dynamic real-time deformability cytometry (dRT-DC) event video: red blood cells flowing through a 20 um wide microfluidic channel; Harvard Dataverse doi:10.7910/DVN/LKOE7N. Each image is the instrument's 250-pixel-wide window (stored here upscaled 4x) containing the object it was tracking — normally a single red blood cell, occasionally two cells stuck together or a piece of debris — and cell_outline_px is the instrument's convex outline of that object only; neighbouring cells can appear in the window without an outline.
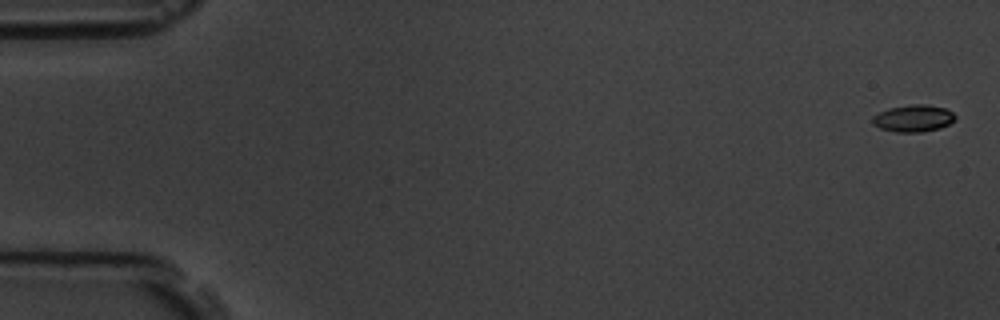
{"species": "common noctule bat (a hibernating species)", "species_latin": "Nyctalus noctula", "temperature_condition": "room temperature", "stored_images_in_passage": 6, "camera_frame_rate_fps": 3000, "um_per_image_px": 0.085, "animal": {"sex": "male", "body_mass_g": 19.5, "forearm_length_mm": 54.6}, "frame": {"image": 1, "passage_image": 1, "time_ms": 0.0, "image_size_px": [1000, 320], "cell_outline_px": [[956, 120], [940, 128], [920, 132], [896, 132], [880, 128], [872, 124], [872, 116], [888, 108], [912, 104], [924, 104], [944, 108], [952, 112], [956, 116]], "centroid_in_image_um": [77.63, 10.06], "position_along_channel_um": 7.4, "area_um2": 13.01}}
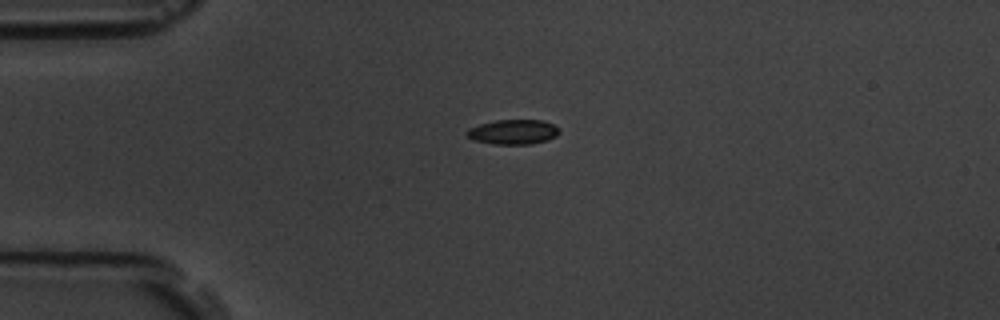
{"frame": {"image": 2, "passage_image": 5, "time_ms": 4.333, "image_size_px": [1000, 320], "cell_outline_px": [[560, 132], [556, 136], [548, 140], [528, 144], [496, 144], [472, 140], [464, 132], [468, 128], [480, 124], [496, 120], [544, 120], [552, 124]], "centroid_in_image_um": [43.59, 11.21], "position_along_channel_um": 41.4, "area_um2": 13.29}}